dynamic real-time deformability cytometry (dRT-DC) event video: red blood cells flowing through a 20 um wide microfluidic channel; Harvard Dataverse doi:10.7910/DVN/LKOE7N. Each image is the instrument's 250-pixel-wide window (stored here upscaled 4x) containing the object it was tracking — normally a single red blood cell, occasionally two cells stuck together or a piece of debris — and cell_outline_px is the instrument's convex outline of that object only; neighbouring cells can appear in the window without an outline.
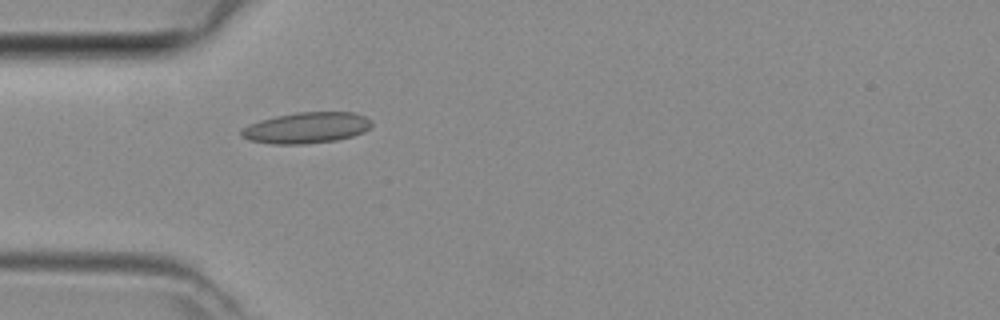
{"species": "common noctule bat (a hibernating species)", "species_latin": "Nyctalus noctula", "temperature_condition": "room temperature", "stored_images_in_passage": 33, "camera_frame_rate_fps": 3000, "um_per_image_px": 0.085, "animal": {"sex": "female", "body_mass_g": 29.2, "forearm_length_mm": 56.3}, "frame": {"image": 1, "passage_image": 4, "time_ms": 1.0, "image_size_px": [1000, 320], "cell_outline_px": [[372, 124], [364, 132], [352, 136], [336, 140], [304, 144], [272, 144], [248, 140], [240, 136], [240, 128], [248, 124], [260, 120], [276, 116], [296, 112], [352, 112], [364, 116]], "centroid_in_image_um": [25.98, 10.86], "position_along_channel_um": 59.0, "area_um2": 23.58}}
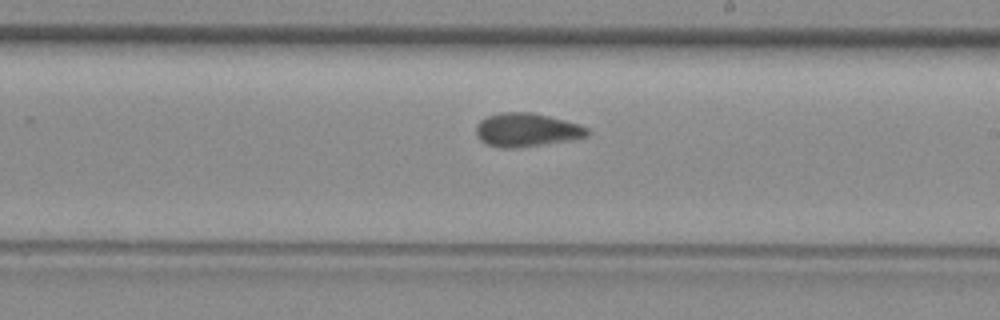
{"frame": {"image": 2, "passage_image": 17, "time_ms": 5.333, "image_size_px": [1000, 320], "cell_outline_px": [[588, 136], [568, 140], [512, 148], [508, 148], [488, 144], [480, 140], [476, 136], [476, 124], [480, 120], [488, 116], [500, 112], [532, 112], [580, 124], [588, 128]], "centroid_in_image_um": [44.74, 11.02], "position_along_channel_um": 244.3, "area_um2": 21.44}}
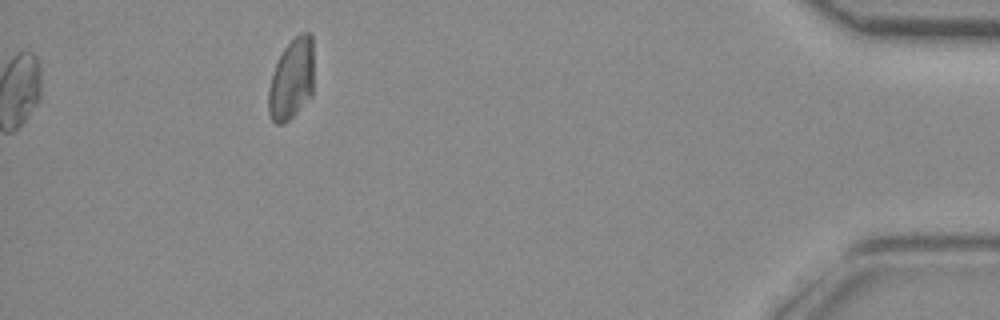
{"frame": {"image": 3, "passage_image": 33, "time_ms": 10.667, "image_size_px": [1000, 320], "cell_outline_px": [[312, 96], [284, 124], [276, 124], [272, 120], [268, 112], [268, 88], [276, 64], [284, 48], [300, 32], [308, 32], [312, 36]], "centroid_in_image_um": [24.77, 6.75], "position_along_channel_um": 410.4, "area_um2": 21.21}}